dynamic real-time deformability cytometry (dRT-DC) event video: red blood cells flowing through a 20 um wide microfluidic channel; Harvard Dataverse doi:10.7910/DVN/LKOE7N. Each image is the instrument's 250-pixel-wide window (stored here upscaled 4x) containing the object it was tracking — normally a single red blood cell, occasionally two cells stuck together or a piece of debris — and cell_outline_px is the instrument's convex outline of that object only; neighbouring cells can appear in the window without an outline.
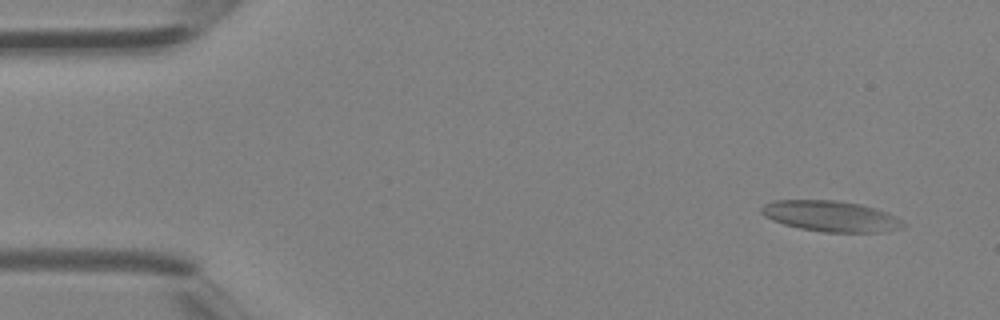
{"species": "Egyptian fruit bat (a non-hibernating species)", "species_latin": "Rousettus aegyptiacus", "temperature_condition": "room temperature", "stored_images_in_passage": 42, "camera_frame_rate_fps": 3000, "um_per_image_px": 0.085, "animal": {"sex": "female"}, "frame": {"image": 1, "passage_image": 3, "time_ms": 0.667, "image_size_px": [1000, 320], "cell_outline_px": [[908, 224], [900, 228], [880, 232], [824, 232], [800, 228], [784, 224], [772, 220], [764, 216], [760, 212], [760, 208], [764, 204], [772, 200], [836, 200], [860, 204], [888, 212], [896, 216]], "centroid_in_image_um": [70.61, 18.37], "position_along_channel_um": 14.4, "area_um2": 25.55}}
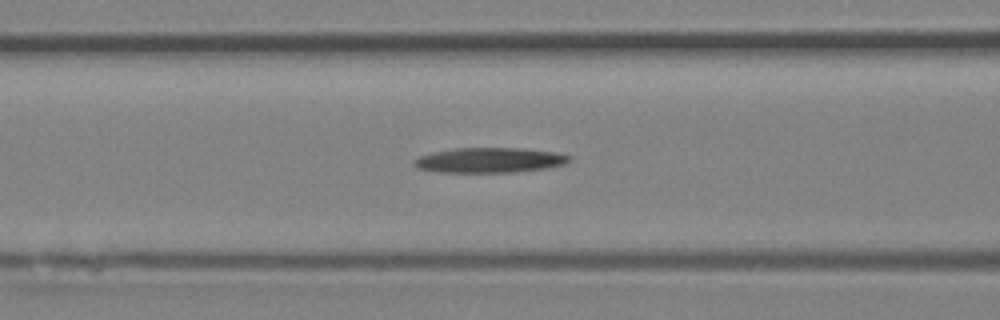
{"frame": {"image": 2, "passage_image": 18, "time_ms": 5.667, "image_size_px": [1000, 320], "cell_outline_px": [[572, 160], [564, 164], [544, 168], [512, 172], [440, 172], [416, 168], [412, 164], [412, 160], [420, 156], [436, 152], [456, 148], [524, 148], [556, 152], [572, 156]], "centroid_in_image_um": [41.62, 13.61], "position_along_channel_um": 125.0, "area_um2": 22.6}}
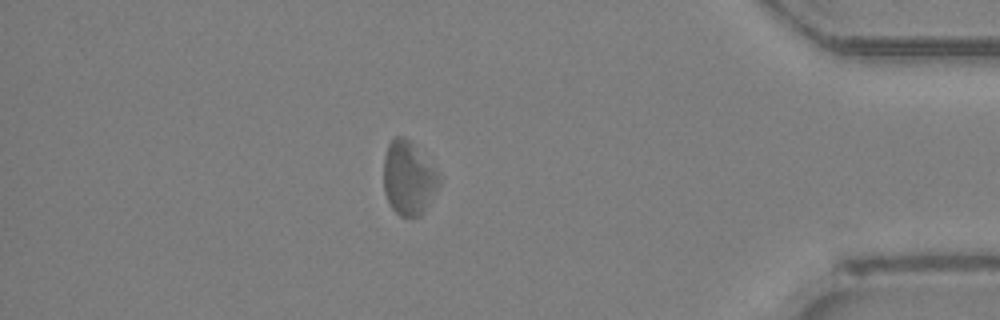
{"frame": {"image": 3, "passage_image": 37, "time_ms": 12.0, "image_size_px": [1000, 320], "cell_outline_px": [[440, 184], [424, 212], [420, 216], [400, 216], [392, 208], [384, 192], [384, 156], [388, 144], [396, 136], [400, 136], [408, 140], [440, 176]], "centroid_in_image_um": [34.7, 15.18], "position_along_channel_um": 400.5, "area_um2": 23.24}}